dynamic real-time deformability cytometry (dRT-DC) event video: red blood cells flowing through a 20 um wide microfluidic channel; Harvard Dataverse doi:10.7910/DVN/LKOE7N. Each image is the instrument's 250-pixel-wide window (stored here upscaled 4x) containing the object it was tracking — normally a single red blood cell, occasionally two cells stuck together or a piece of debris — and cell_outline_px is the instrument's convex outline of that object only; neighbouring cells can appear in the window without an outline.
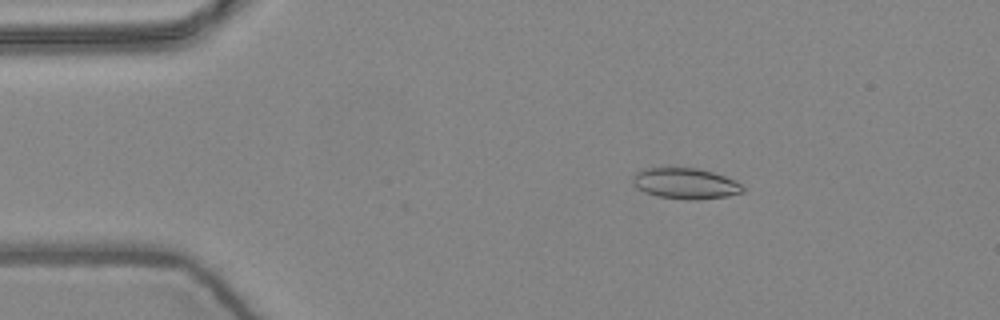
{"species": "common noctule bat (a hibernating species)", "species_latin": "Nyctalus noctula", "temperature_condition": "warm", "stored_images_in_passage": 5, "camera_frame_rate_fps": 3000, "um_per_image_px": 0.085, "animal": {"sex": "female", "body_mass_g": 24.6, "forearm_length_mm": 56.2}, "frame": {"image": 1, "passage_image": 3, "time_ms": 0.667, "image_size_px": [1000, 320], "cell_outline_px": [[744, 192], [728, 196], [692, 200], [688, 200], [656, 196], [644, 192], [632, 180], [632, 176], [636, 172], [644, 168], [696, 168], [712, 172], [736, 180], [744, 188]], "centroid_in_image_um": [58.28, 15.6], "position_along_channel_um": 26.7, "area_um2": 19.65}}